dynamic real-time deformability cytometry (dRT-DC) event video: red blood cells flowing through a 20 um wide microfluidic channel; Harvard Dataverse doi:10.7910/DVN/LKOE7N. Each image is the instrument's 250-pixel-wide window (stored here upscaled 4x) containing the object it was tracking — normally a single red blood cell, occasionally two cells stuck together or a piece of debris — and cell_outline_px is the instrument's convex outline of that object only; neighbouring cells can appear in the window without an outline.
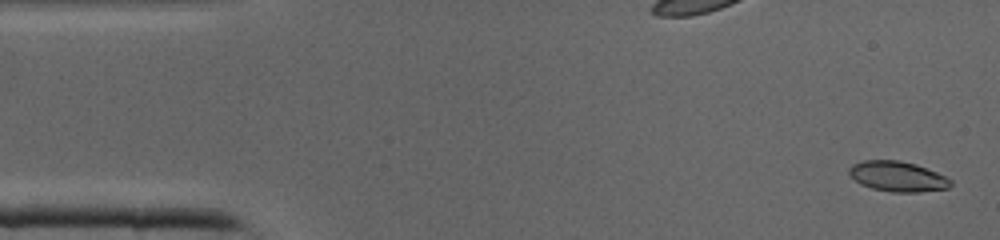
{"species": "common noctule bat (a hibernating species)", "species_latin": "Nyctalus noctula", "temperature_condition": "cold", "stored_images_in_passage": 42, "camera_frame_rate_fps": 3000, "um_per_image_px": 0.085, "animal": {"sex": "male", "body_mass_g": 19.0, "forearm_length_mm": 50.8}, "frame": {"image": 1, "passage_image": 2, "time_ms": 0.333, "image_size_px": [1000, 240], "cell_outline_px": [[952, 184], [948, 188], [916, 192], [892, 192], [872, 188], [860, 184], [848, 172], [848, 168], [852, 164], [864, 160], [900, 160], [916, 164], [936, 172], [952, 180]], "centroid_in_image_um": [76.28, 14.99], "position_along_channel_um": 8.7, "area_um2": 17.8}}
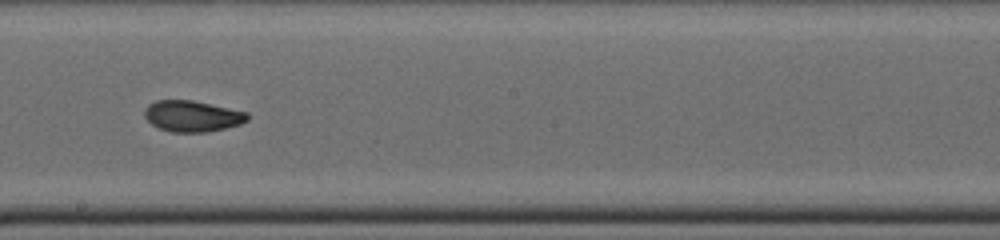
{"frame": {"image": 2, "passage_image": 23, "time_ms": 7.333, "image_size_px": [1000, 240], "cell_outline_px": [[248, 120], [240, 124], [224, 128], [204, 132], [172, 132], [160, 128], [152, 124], [144, 116], [144, 108], [148, 104], [156, 100], [192, 100], [248, 112]], "centroid_in_image_um": [16.32, 9.86], "position_along_channel_um": 231.9, "area_um2": 18.55}}
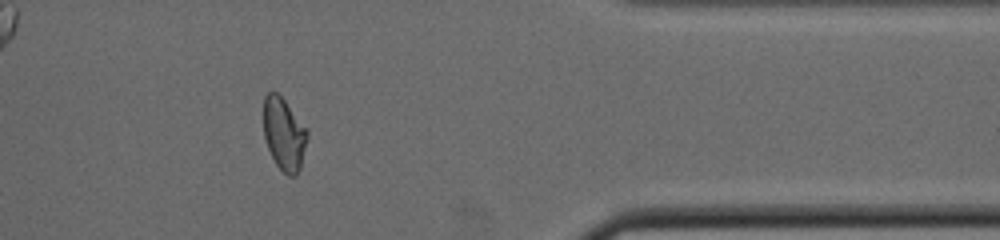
{"frame": {"image": 3, "passage_image": 34, "time_ms": 11.0, "image_size_px": [1000, 240], "cell_outline_px": [[308, 136], [300, 168], [296, 176], [288, 176], [276, 164], [268, 148], [264, 136], [264, 96], [268, 92], [276, 92], [284, 100], [308, 132]], "centroid_in_image_um": [24.13, 11.41], "position_along_channel_um": 387.3, "area_um2": 18.09}}